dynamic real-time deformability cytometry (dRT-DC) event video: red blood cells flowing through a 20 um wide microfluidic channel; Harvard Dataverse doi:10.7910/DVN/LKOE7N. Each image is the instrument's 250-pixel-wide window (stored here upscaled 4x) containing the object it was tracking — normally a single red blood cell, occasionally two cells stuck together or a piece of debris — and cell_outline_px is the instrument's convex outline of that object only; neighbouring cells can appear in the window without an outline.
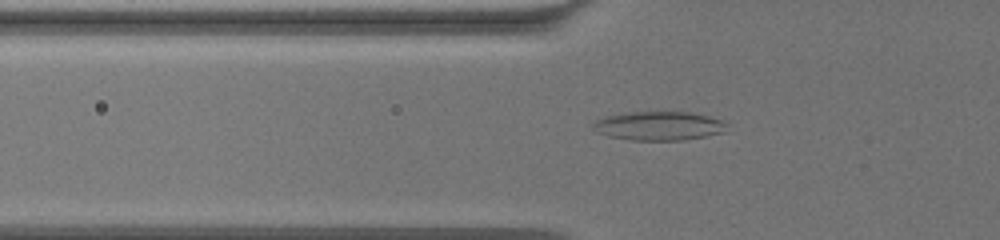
{"species": "common noctule bat (a hibernating species)", "species_latin": "Nyctalus noctula", "temperature_condition": "warm", "stored_images_in_passage": 42, "camera_frame_rate_fps": 3000, "um_per_image_px": 0.085, "animal": {"sex": "female", "body_mass_g": 19.5, "forearm_length_mm": 54.1}, "frame": {"image": 1, "passage_image": 2, "time_ms": 0.333, "image_size_px": [1000, 240], "cell_outline_px": [[728, 124], [724, 132], [684, 140], [632, 140], [608, 136], [596, 132], [592, 128], [592, 124], [596, 120], [608, 116], [632, 112], [692, 112], [708, 116], [720, 120]], "centroid_in_image_um": [56.0, 10.7], "position_along_channel_um": 69.8, "area_um2": 22.37}}
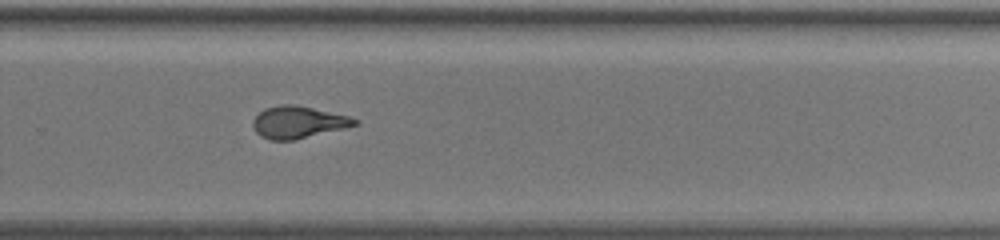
{"frame": {"image": 2, "passage_image": 23, "time_ms": 7.333, "image_size_px": [1000, 240], "cell_outline_px": [[360, 124], [296, 140], [268, 140], [260, 136], [252, 128], [252, 120], [264, 108], [280, 104], [296, 104], [348, 116], [360, 120]], "centroid_in_image_um": [25.32, 10.39], "position_along_channel_um": 304.5, "area_um2": 19.25}}
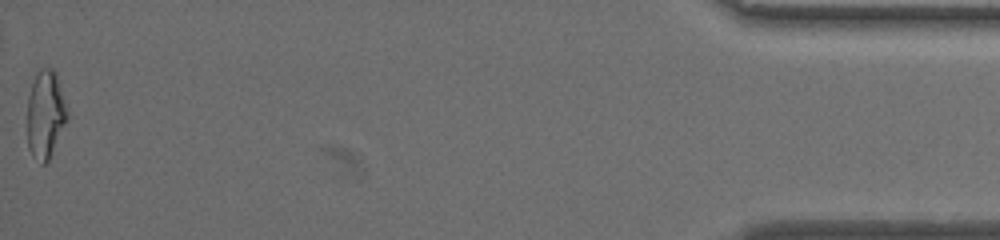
{"frame": {"image": 3, "passage_image": 42, "time_ms": 13.667, "image_size_px": [1000, 240], "cell_outline_px": [[68, 116], [48, 160], [44, 164], [40, 164], [32, 156], [28, 148], [28, 96], [36, 72], [40, 68], [52, 68], [56, 72], [68, 112]], "centroid_in_image_um": [3.85, 9.7], "position_along_channel_um": 431.4, "area_um2": 20.23}, "authors_computed_cell_mechanics": {"area_um2": 19.1896, "velocity_mm_per_s": 3.3788, "shape_relaxation_time_tau1_ms": null, "shape_relaxation_time_tau2_ms": 1.4184, "deformation_change_tau1": null, "deformation_change_tau2": 0.0874}}